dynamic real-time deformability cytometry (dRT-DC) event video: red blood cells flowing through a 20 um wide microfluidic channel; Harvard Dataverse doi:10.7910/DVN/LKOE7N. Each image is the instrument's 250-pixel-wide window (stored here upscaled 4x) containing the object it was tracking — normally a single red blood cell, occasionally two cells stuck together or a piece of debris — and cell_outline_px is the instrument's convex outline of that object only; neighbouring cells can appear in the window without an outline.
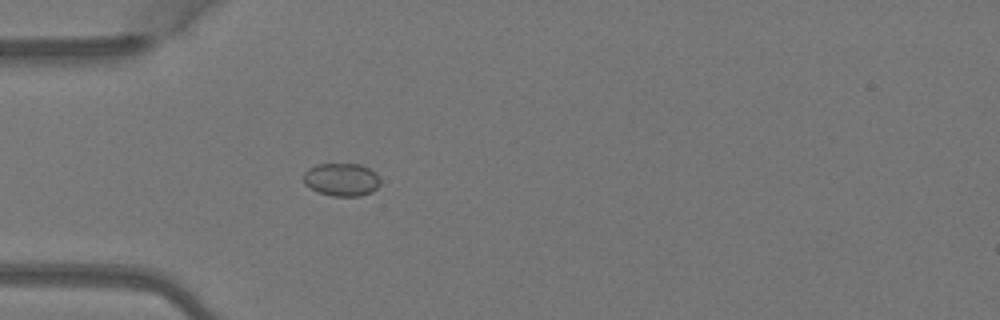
{"species": "Egyptian fruit bat (a non-hibernating species)", "species_latin": "Rousettus aegyptiacus", "temperature_condition": "warm", "stored_images_in_passage": 3, "camera_frame_rate_fps": 3000, "um_per_image_px": 0.085, "animal": {"sex": "female"}, "frame": {"image": 1, "passage_image": 3, "time_ms": 0.667, "image_size_px": [1000, 320], "cell_outline_px": [[380, 184], [372, 192], [360, 196], [332, 196], [316, 192], [304, 184], [304, 172], [308, 168], [316, 164], [360, 164], [376, 172], [380, 180]], "centroid_in_image_um": [29.02, 15.27], "position_along_channel_um": 56.0, "area_um2": 14.91}}